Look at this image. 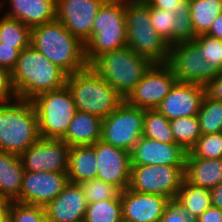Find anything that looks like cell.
<instances>
[{"label":"cell","instance_id":"27","mask_svg":"<svg viewBox=\"0 0 222 222\" xmlns=\"http://www.w3.org/2000/svg\"><path fill=\"white\" fill-rule=\"evenodd\" d=\"M220 13L222 0H190V16L195 35L206 34Z\"/></svg>","mask_w":222,"mask_h":222},{"label":"cell","instance_id":"33","mask_svg":"<svg viewBox=\"0 0 222 222\" xmlns=\"http://www.w3.org/2000/svg\"><path fill=\"white\" fill-rule=\"evenodd\" d=\"M199 46L201 58L207 61L212 69L220 74L222 72V40L202 34L193 40Z\"/></svg>","mask_w":222,"mask_h":222},{"label":"cell","instance_id":"22","mask_svg":"<svg viewBox=\"0 0 222 222\" xmlns=\"http://www.w3.org/2000/svg\"><path fill=\"white\" fill-rule=\"evenodd\" d=\"M184 178L191 185L212 189L222 183V159H203L187 152Z\"/></svg>","mask_w":222,"mask_h":222},{"label":"cell","instance_id":"2","mask_svg":"<svg viewBox=\"0 0 222 222\" xmlns=\"http://www.w3.org/2000/svg\"><path fill=\"white\" fill-rule=\"evenodd\" d=\"M30 45L67 75L84 70V44L57 19L31 28Z\"/></svg>","mask_w":222,"mask_h":222},{"label":"cell","instance_id":"44","mask_svg":"<svg viewBox=\"0 0 222 222\" xmlns=\"http://www.w3.org/2000/svg\"><path fill=\"white\" fill-rule=\"evenodd\" d=\"M182 0H147L146 2L151 6L162 10H171L176 12Z\"/></svg>","mask_w":222,"mask_h":222},{"label":"cell","instance_id":"21","mask_svg":"<svg viewBox=\"0 0 222 222\" xmlns=\"http://www.w3.org/2000/svg\"><path fill=\"white\" fill-rule=\"evenodd\" d=\"M6 2L10 8L3 15L31 28L56 19V0H0V12Z\"/></svg>","mask_w":222,"mask_h":222},{"label":"cell","instance_id":"5","mask_svg":"<svg viewBox=\"0 0 222 222\" xmlns=\"http://www.w3.org/2000/svg\"><path fill=\"white\" fill-rule=\"evenodd\" d=\"M127 46L125 0H106L95 16L91 36L84 44L90 65L98 56Z\"/></svg>","mask_w":222,"mask_h":222},{"label":"cell","instance_id":"37","mask_svg":"<svg viewBox=\"0 0 222 222\" xmlns=\"http://www.w3.org/2000/svg\"><path fill=\"white\" fill-rule=\"evenodd\" d=\"M177 19L174 27V44L193 41L196 37L190 16V0H182L176 10Z\"/></svg>","mask_w":222,"mask_h":222},{"label":"cell","instance_id":"18","mask_svg":"<svg viewBox=\"0 0 222 222\" xmlns=\"http://www.w3.org/2000/svg\"><path fill=\"white\" fill-rule=\"evenodd\" d=\"M123 222H159L170 200L158 194L133 191L121 192Z\"/></svg>","mask_w":222,"mask_h":222},{"label":"cell","instance_id":"9","mask_svg":"<svg viewBox=\"0 0 222 222\" xmlns=\"http://www.w3.org/2000/svg\"><path fill=\"white\" fill-rule=\"evenodd\" d=\"M144 109L129 105L125 100L102 120L101 140L131 152L142 137Z\"/></svg>","mask_w":222,"mask_h":222},{"label":"cell","instance_id":"8","mask_svg":"<svg viewBox=\"0 0 222 222\" xmlns=\"http://www.w3.org/2000/svg\"><path fill=\"white\" fill-rule=\"evenodd\" d=\"M31 101L37 112L40 136L61 139L77 111L68 87L40 93Z\"/></svg>","mask_w":222,"mask_h":222},{"label":"cell","instance_id":"4","mask_svg":"<svg viewBox=\"0 0 222 222\" xmlns=\"http://www.w3.org/2000/svg\"><path fill=\"white\" fill-rule=\"evenodd\" d=\"M66 86L78 111L106 118L124 98L91 67L67 75Z\"/></svg>","mask_w":222,"mask_h":222},{"label":"cell","instance_id":"15","mask_svg":"<svg viewBox=\"0 0 222 222\" xmlns=\"http://www.w3.org/2000/svg\"><path fill=\"white\" fill-rule=\"evenodd\" d=\"M96 153L97 179L119 187H129L131 173L130 152L102 140L94 145Z\"/></svg>","mask_w":222,"mask_h":222},{"label":"cell","instance_id":"25","mask_svg":"<svg viewBox=\"0 0 222 222\" xmlns=\"http://www.w3.org/2000/svg\"><path fill=\"white\" fill-rule=\"evenodd\" d=\"M69 182L80 184L97 177L96 153L93 145L71 146L69 148Z\"/></svg>","mask_w":222,"mask_h":222},{"label":"cell","instance_id":"32","mask_svg":"<svg viewBox=\"0 0 222 222\" xmlns=\"http://www.w3.org/2000/svg\"><path fill=\"white\" fill-rule=\"evenodd\" d=\"M197 118L202 134L222 132V101L213 100L205 95Z\"/></svg>","mask_w":222,"mask_h":222},{"label":"cell","instance_id":"34","mask_svg":"<svg viewBox=\"0 0 222 222\" xmlns=\"http://www.w3.org/2000/svg\"><path fill=\"white\" fill-rule=\"evenodd\" d=\"M80 186L83 189L87 203H94L109 199H120L122 192L119 187L97 178L82 182L80 183Z\"/></svg>","mask_w":222,"mask_h":222},{"label":"cell","instance_id":"12","mask_svg":"<svg viewBox=\"0 0 222 222\" xmlns=\"http://www.w3.org/2000/svg\"><path fill=\"white\" fill-rule=\"evenodd\" d=\"M167 64L179 82L205 86L218 75L210 64L201 58L199 46L194 41L171 45Z\"/></svg>","mask_w":222,"mask_h":222},{"label":"cell","instance_id":"24","mask_svg":"<svg viewBox=\"0 0 222 222\" xmlns=\"http://www.w3.org/2000/svg\"><path fill=\"white\" fill-rule=\"evenodd\" d=\"M25 169L19 155L0 152V198L16 201L22 189Z\"/></svg>","mask_w":222,"mask_h":222},{"label":"cell","instance_id":"17","mask_svg":"<svg viewBox=\"0 0 222 222\" xmlns=\"http://www.w3.org/2000/svg\"><path fill=\"white\" fill-rule=\"evenodd\" d=\"M205 96L203 85L177 81L156 110L169 121L197 116Z\"/></svg>","mask_w":222,"mask_h":222},{"label":"cell","instance_id":"10","mask_svg":"<svg viewBox=\"0 0 222 222\" xmlns=\"http://www.w3.org/2000/svg\"><path fill=\"white\" fill-rule=\"evenodd\" d=\"M185 166L131 165L129 187L133 191L158 194L175 200L184 178Z\"/></svg>","mask_w":222,"mask_h":222},{"label":"cell","instance_id":"14","mask_svg":"<svg viewBox=\"0 0 222 222\" xmlns=\"http://www.w3.org/2000/svg\"><path fill=\"white\" fill-rule=\"evenodd\" d=\"M106 0H56V19L83 44L91 36L95 16Z\"/></svg>","mask_w":222,"mask_h":222},{"label":"cell","instance_id":"26","mask_svg":"<svg viewBox=\"0 0 222 222\" xmlns=\"http://www.w3.org/2000/svg\"><path fill=\"white\" fill-rule=\"evenodd\" d=\"M196 220L206 209L212 206L211 192L208 188L197 187L183 180L175 199Z\"/></svg>","mask_w":222,"mask_h":222},{"label":"cell","instance_id":"19","mask_svg":"<svg viewBox=\"0 0 222 222\" xmlns=\"http://www.w3.org/2000/svg\"><path fill=\"white\" fill-rule=\"evenodd\" d=\"M187 152L176 143L142 136L130 152L131 165L185 166Z\"/></svg>","mask_w":222,"mask_h":222},{"label":"cell","instance_id":"40","mask_svg":"<svg viewBox=\"0 0 222 222\" xmlns=\"http://www.w3.org/2000/svg\"><path fill=\"white\" fill-rule=\"evenodd\" d=\"M16 93L13 89L11 72L0 66V104L16 99Z\"/></svg>","mask_w":222,"mask_h":222},{"label":"cell","instance_id":"3","mask_svg":"<svg viewBox=\"0 0 222 222\" xmlns=\"http://www.w3.org/2000/svg\"><path fill=\"white\" fill-rule=\"evenodd\" d=\"M41 138L36 109L29 100L0 104V152L21 155Z\"/></svg>","mask_w":222,"mask_h":222},{"label":"cell","instance_id":"13","mask_svg":"<svg viewBox=\"0 0 222 222\" xmlns=\"http://www.w3.org/2000/svg\"><path fill=\"white\" fill-rule=\"evenodd\" d=\"M69 146L61 139L40 138L21 155L25 171L67 172Z\"/></svg>","mask_w":222,"mask_h":222},{"label":"cell","instance_id":"20","mask_svg":"<svg viewBox=\"0 0 222 222\" xmlns=\"http://www.w3.org/2000/svg\"><path fill=\"white\" fill-rule=\"evenodd\" d=\"M86 209L82 187L70 182L54 200L44 206L47 222H83Z\"/></svg>","mask_w":222,"mask_h":222},{"label":"cell","instance_id":"28","mask_svg":"<svg viewBox=\"0 0 222 222\" xmlns=\"http://www.w3.org/2000/svg\"><path fill=\"white\" fill-rule=\"evenodd\" d=\"M31 27L5 15L0 17V42L19 52L30 46Z\"/></svg>","mask_w":222,"mask_h":222},{"label":"cell","instance_id":"30","mask_svg":"<svg viewBox=\"0 0 222 222\" xmlns=\"http://www.w3.org/2000/svg\"><path fill=\"white\" fill-rule=\"evenodd\" d=\"M142 136L163 143H175L169 120L156 109L144 110Z\"/></svg>","mask_w":222,"mask_h":222},{"label":"cell","instance_id":"48","mask_svg":"<svg viewBox=\"0 0 222 222\" xmlns=\"http://www.w3.org/2000/svg\"><path fill=\"white\" fill-rule=\"evenodd\" d=\"M126 1H130V2H146L147 0H126Z\"/></svg>","mask_w":222,"mask_h":222},{"label":"cell","instance_id":"29","mask_svg":"<svg viewBox=\"0 0 222 222\" xmlns=\"http://www.w3.org/2000/svg\"><path fill=\"white\" fill-rule=\"evenodd\" d=\"M175 143L189 152L202 135L197 116L181 117L169 121Z\"/></svg>","mask_w":222,"mask_h":222},{"label":"cell","instance_id":"23","mask_svg":"<svg viewBox=\"0 0 222 222\" xmlns=\"http://www.w3.org/2000/svg\"><path fill=\"white\" fill-rule=\"evenodd\" d=\"M102 120L94 114L77 110L61 140L69 147L94 145L101 140Z\"/></svg>","mask_w":222,"mask_h":222},{"label":"cell","instance_id":"38","mask_svg":"<svg viewBox=\"0 0 222 222\" xmlns=\"http://www.w3.org/2000/svg\"><path fill=\"white\" fill-rule=\"evenodd\" d=\"M8 222H46L44 206L12 201Z\"/></svg>","mask_w":222,"mask_h":222},{"label":"cell","instance_id":"41","mask_svg":"<svg viewBox=\"0 0 222 222\" xmlns=\"http://www.w3.org/2000/svg\"><path fill=\"white\" fill-rule=\"evenodd\" d=\"M19 51L14 46L3 45L0 42V66L8 69L10 72L16 66Z\"/></svg>","mask_w":222,"mask_h":222},{"label":"cell","instance_id":"7","mask_svg":"<svg viewBox=\"0 0 222 222\" xmlns=\"http://www.w3.org/2000/svg\"><path fill=\"white\" fill-rule=\"evenodd\" d=\"M127 47L152 63H167L170 45L151 24L150 5L147 2L125 0Z\"/></svg>","mask_w":222,"mask_h":222},{"label":"cell","instance_id":"16","mask_svg":"<svg viewBox=\"0 0 222 222\" xmlns=\"http://www.w3.org/2000/svg\"><path fill=\"white\" fill-rule=\"evenodd\" d=\"M67 172L25 171L23 184L17 202L45 206L54 200L68 185Z\"/></svg>","mask_w":222,"mask_h":222},{"label":"cell","instance_id":"43","mask_svg":"<svg viewBox=\"0 0 222 222\" xmlns=\"http://www.w3.org/2000/svg\"><path fill=\"white\" fill-rule=\"evenodd\" d=\"M194 222H222V211L217 207L211 206Z\"/></svg>","mask_w":222,"mask_h":222},{"label":"cell","instance_id":"11","mask_svg":"<svg viewBox=\"0 0 222 222\" xmlns=\"http://www.w3.org/2000/svg\"><path fill=\"white\" fill-rule=\"evenodd\" d=\"M177 81L167 63H153L124 100L140 109H156Z\"/></svg>","mask_w":222,"mask_h":222},{"label":"cell","instance_id":"1","mask_svg":"<svg viewBox=\"0 0 222 222\" xmlns=\"http://www.w3.org/2000/svg\"><path fill=\"white\" fill-rule=\"evenodd\" d=\"M67 74L31 45L20 51L11 71L13 89L18 99H34L38 94L63 88Z\"/></svg>","mask_w":222,"mask_h":222},{"label":"cell","instance_id":"45","mask_svg":"<svg viewBox=\"0 0 222 222\" xmlns=\"http://www.w3.org/2000/svg\"><path fill=\"white\" fill-rule=\"evenodd\" d=\"M206 34L222 40V13L217 15L209 31Z\"/></svg>","mask_w":222,"mask_h":222},{"label":"cell","instance_id":"42","mask_svg":"<svg viewBox=\"0 0 222 222\" xmlns=\"http://www.w3.org/2000/svg\"><path fill=\"white\" fill-rule=\"evenodd\" d=\"M205 95L213 100L222 101V72L205 86Z\"/></svg>","mask_w":222,"mask_h":222},{"label":"cell","instance_id":"35","mask_svg":"<svg viewBox=\"0 0 222 222\" xmlns=\"http://www.w3.org/2000/svg\"><path fill=\"white\" fill-rule=\"evenodd\" d=\"M151 24L156 32L171 46L174 44V27L177 14L171 10H162L150 6Z\"/></svg>","mask_w":222,"mask_h":222},{"label":"cell","instance_id":"31","mask_svg":"<svg viewBox=\"0 0 222 222\" xmlns=\"http://www.w3.org/2000/svg\"><path fill=\"white\" fill-rule=\"evenodd\" d=\"M83 222H123L120 199L87 203Z\"/></svg>","mask_w":222,"mask_h":222},{"label":"cell","instance_id":"46","mask_svg":"<svg viewBox=\"0 0 222 222\" xmlns=\"http://www.w3.org/2000/svg\"><path fill=\"white\" fill-rule=\"evenodd\" d=\"M210 192L212 206L217 207L222 211V183L210 189Z\"/></svg>","mask_w":222,"mask_h":222},{"label":"cell","instance_id":"36","mask_svg":"<svg viewBox=\"0 0 222 222\" xmlns=\"http://www.w3.org/2000/svg\"><path fill=\"white\" fill-rule=\"evenodd\" d=\"M189 152L198 158L222 159V132L202 134Z\"/></svg>","mask_w":222,"mask_h":222},{"label":"cell","instance_id":"47","mask_svg":"<svg viewBox=\"0 0 222 222\" xmlns=\"http://www.w3.org/2000/svg\"><path fill=\"white\" fill-rule=\"evenodd\" d=\"M11 203L10 200L0 198V222H8Z\"/></svg>","mask_w":222,"mask_h":222},{"label":"cell","instance_id":"39","mask_svg":"<svg viewBox=\"0 0 222 222\" xmlns=\"http://www.w3.org/2000/svg\"><path fill=\"white\" fill-rule=\"evenodd\" d=\"M159 222H194V220L176 200H170Z\"/></svg>","mask_w":222,"mask_h":222},{"label":"cell","instance_id":"6","mask_svg":"<svg viewBox=\"0 0 222 222\" xmlns=\"http://www.w3.org/2000/svg\"><path fill=\"white\" fill-rule=\"evenodd\" d=\"M152 64L126 46L98 56L89 66L125 99Z\"/></svg>","mask_w":222,"mask_h":222}]
</instances>
